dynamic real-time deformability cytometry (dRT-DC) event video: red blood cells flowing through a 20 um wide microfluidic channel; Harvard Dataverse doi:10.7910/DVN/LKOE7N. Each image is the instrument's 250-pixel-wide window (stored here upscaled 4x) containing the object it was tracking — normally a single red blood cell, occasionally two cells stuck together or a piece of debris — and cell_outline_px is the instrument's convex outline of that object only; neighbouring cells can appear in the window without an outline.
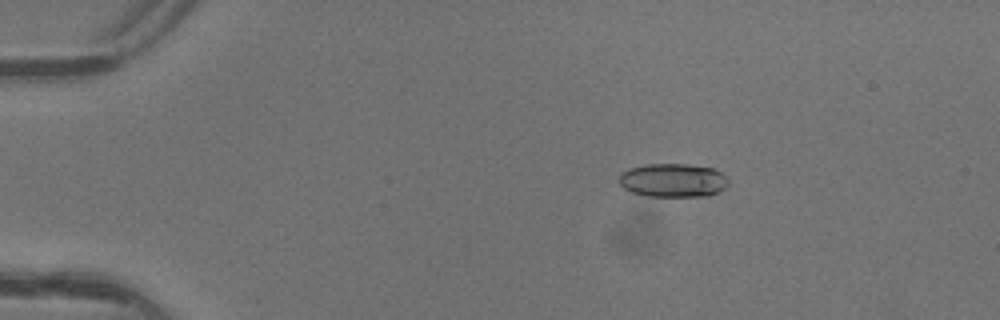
{"species": "common noctule bat (a hibernating species)", "species_latin": "Nyctalus noctula", "temperature_condition": "warm", "stored_images_in_passage": 5, "camera_frame_rate_fps": 3000, "um_per_image_px": 0.085, "animal": {"sex": "female"}, "frame": {"image": 1, "passage_image": 3, "time_ms": 0.667, "image_size_px": [1000, 320], "cell_outline_px": [[728, 184], [720, 192], [708, 196], [648, 196], [632, 192], [624, 188], [620, 184], [620, 172], [628, 168], [648, 164], [688, 164], [712, 168], [720, 172], [728, 180]], "centroid_in_image_um": [57.2, 15.32], "position_along_channel_um": 27.8, "area_um2": 21.44}}